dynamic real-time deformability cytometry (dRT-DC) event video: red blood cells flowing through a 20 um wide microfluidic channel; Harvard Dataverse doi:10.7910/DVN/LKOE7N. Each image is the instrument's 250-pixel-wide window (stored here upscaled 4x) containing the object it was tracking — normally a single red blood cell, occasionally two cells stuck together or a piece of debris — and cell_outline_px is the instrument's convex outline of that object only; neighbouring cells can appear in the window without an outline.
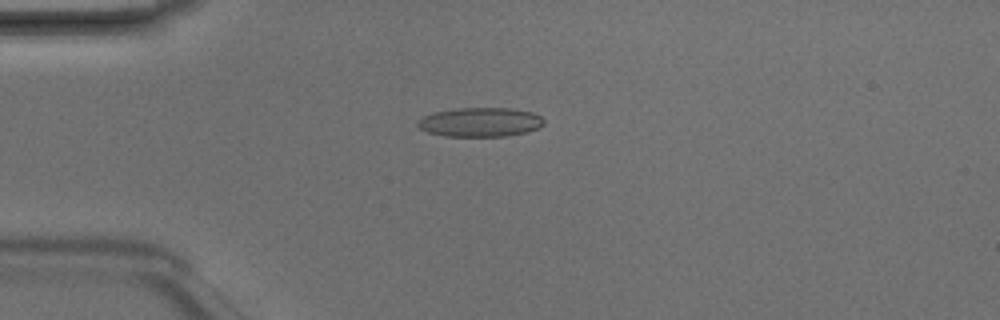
{"species": "Egyptian fruit bat (a non-hibernating species)", "species_latin": "Rousettus aegyptiacus", "temperature_condition": "room temperature", "stored_images_in_passage": 4, "camera_frame_rate_fps": 3000, "um_per_image_px": 0.085, "animal": {"sex": "male"}, "frame": {"image": 1, "passage_image": 3, "time_ms": 0.667, "image_size_px": [1000, 320], "cell_outline_px": [[544, 124], [528, 132], [504, 136], [444, 136], [428, 132], [420, 128], [416, 124], [416, 120], [424, 116], [436, 112], [456, 108], [508, 108], [532, 112], [540, 116], [544, 120]], "centroid_in_image_um": [40.8, 10.38], "position_along_channel_um": 44.2, "area_um2": 21.39}}